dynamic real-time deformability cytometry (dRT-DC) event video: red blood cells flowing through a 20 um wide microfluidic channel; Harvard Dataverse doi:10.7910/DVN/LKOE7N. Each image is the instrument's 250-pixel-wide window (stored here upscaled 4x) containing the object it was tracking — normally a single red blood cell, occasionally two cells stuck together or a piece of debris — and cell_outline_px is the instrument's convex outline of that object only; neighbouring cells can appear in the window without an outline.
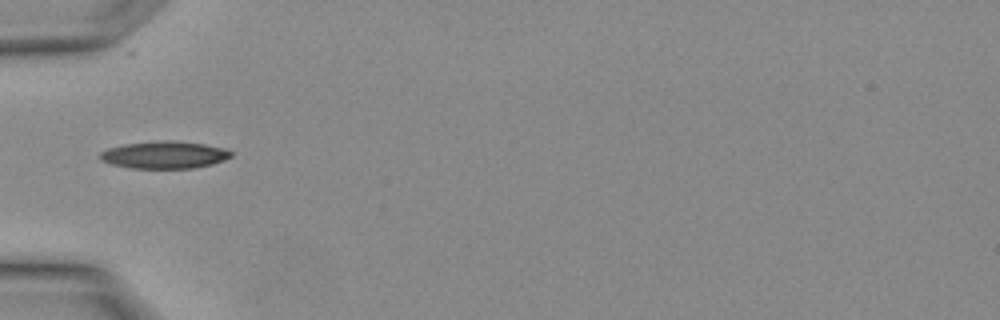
{"species": "Egyptian fruit bat (a non-hibernating species)", "species_latin": "Rousettus aegyptiacus", "temperature_condition": "warm", "stored_images_in_passage": 7, "camera_frame_rate_fps": 3000, "um_per_image_px": 0.085, "animal": {"sex": "female"}, "frame": {"image": 1, "passage_image": 2, "time_ms": 0.333, "image_size_px": [1000, 320], "cell_outline_px": [[232, 156], [224, 160], [212, 164], [196, 168], [132, 168], [112, 164], [104, 160], [100, 156], [100, 152], [108, 148], [124, 144], [160, 140], [172, 140], [204, 144], [224, 148], [232, 152]], "centroid_in_image_um": [14.01, 13.16], "position_along_channel_um": 71.0, "area_um2": 20.75}}
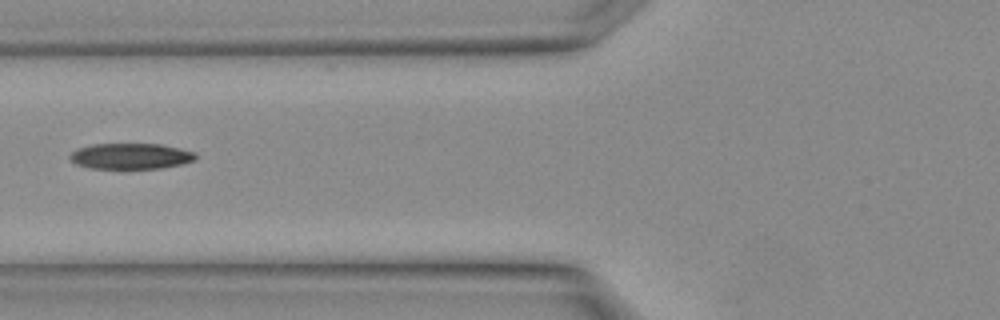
{"frame": {"image": 2, "passage_image": 4, "time_ms": 1.0, "image_size_px": [1000, 320], "cell_outline_px": [[196, 160], [184, 164], [164, 168], [88, 168], [76, 164], [68, 156], [76, 148], [92, 144], [160, 144], [180, 148], [196, 152]], "centroid_in_image_um": [11.14, 13.27], "position_along_channel_um": 114.7, "area_um2": 19.07}}
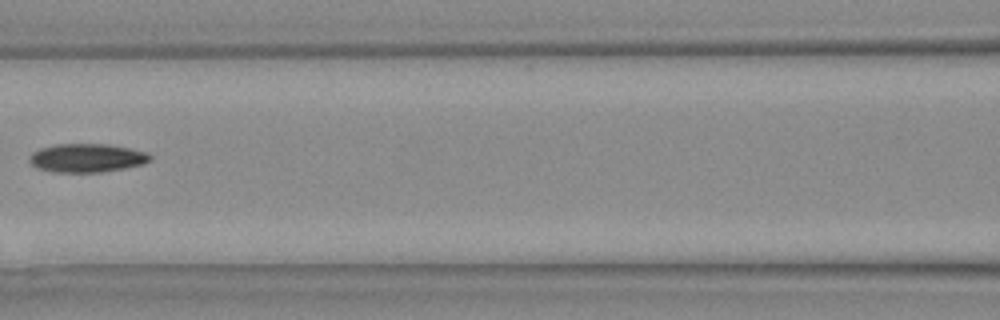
{"frame": {"image": 3, "passage_image": 6, "time_ms": 1.667, "image_size_px": [1000, 320], "cell_outline_px": [[152, 160], [144, 164], [124, 168], [100, 172], [52, 172], [36, 168], [28, 160], [32, 152], [40, 148], [56, 144], [104, 144], [128, 148], [148, 152], [152, 156]], "centroid_in_image_um": [7.38, 13.43], "position_along_channel_um": 159.2, "area_um2": 20.17}}